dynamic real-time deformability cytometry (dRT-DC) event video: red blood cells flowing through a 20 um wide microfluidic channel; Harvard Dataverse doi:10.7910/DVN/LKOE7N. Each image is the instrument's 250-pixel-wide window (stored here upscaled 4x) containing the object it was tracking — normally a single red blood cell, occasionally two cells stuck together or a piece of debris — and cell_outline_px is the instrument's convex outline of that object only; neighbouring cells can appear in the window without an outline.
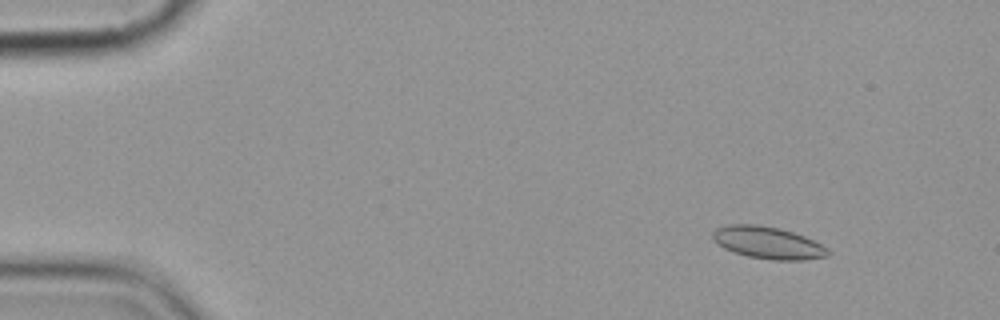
{"species": "common noctule bat (a hibernating species)", "species_latin": "Nyctalus noctula", "temperature_condition": "cold", "stored_images_in_passage": 5, "camera_frame_rate_fps": 3000, "um_per_image_px": 0.085, "animal": {"sex": "female", "body_mass_g": 19.9}, "frame": {"image": 1, "passage_image": 2, "time_ms": 1.0, "image_size_px": [1000, 320], "cell_outline_px": [[832, 252], [828, 256], [804, 260], [772, 260], [748, 256], [724, 248], [712, 236], [712, 232], [716, 228], [728, 224], [756, 224], [776, 228], [792, 232], [804, 236], [828, 248]], "centroid_in_image_um": [65.3, 20.63], "position_along_channel_um": 19.7, "area_um2": 21.33}}
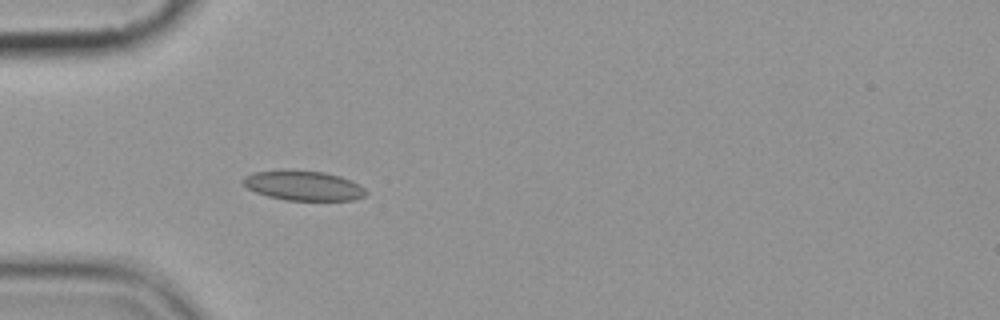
{"frame": {"image": 2, "passage_image": 5, "time_ms": 4.667, "image_size_px": [1000, 320], "cell_outline_px": [[368, 192], [364, 196], [356, 200], [284, 200], [268, 196], [256, 192], [248, 188], [240, 180], [244, 176], [252, 172], [324, 172], [340, 176], [364, 188]], "centroid_in_image_um": [25.79, 15.81], "position_along_channel_um": 59.2, "area_um2": 20.58}}